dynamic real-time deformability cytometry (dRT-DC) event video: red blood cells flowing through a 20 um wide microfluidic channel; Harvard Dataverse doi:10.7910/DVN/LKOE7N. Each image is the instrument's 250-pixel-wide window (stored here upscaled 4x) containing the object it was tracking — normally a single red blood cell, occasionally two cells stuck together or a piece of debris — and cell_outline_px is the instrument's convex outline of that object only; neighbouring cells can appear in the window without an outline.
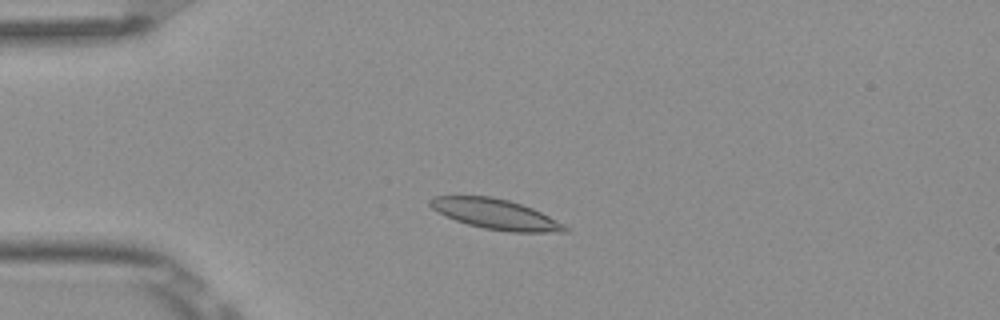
{"species": "Egyptian fruit bat (a non-hibernating species)", "species_latin": "Rousettus aegyptiacus", "temperature_condition": "room temperature", "stored_images_in_passage": 10, "camera_frame_rate_fps": 3000, "um_per_image_px": 0.085, "frame": {"image": 1, "passage_image": 4, "time_ms": 1.0, "image_size_px": [1000, 320], "cell_outline_px": [[568, 232], [512, 232], [484, 228], [468, 224], [456, 220], [432, 208], [428, 204], [428, 200], [432, 196], [492, 196], [508, 200], [532, 208], [564, 224], [568, 228]], "centroid_in_image_um": [42.12, 18.2], "position_along_channel_um": 42.9, "area_um2": 23.41}}
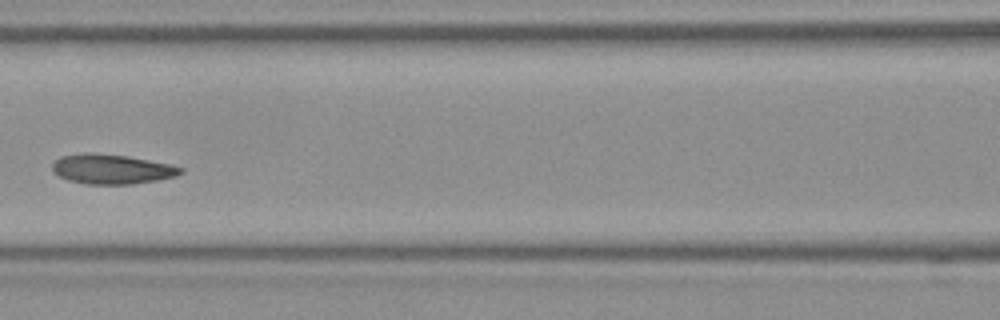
{"frame": {"image": 2, "passage_image": 7, "time_ms": 2.0, "image_size_px": [1000, 320], "cell_outline_px": [[184, 172], [176, 176], [156, 180], [132, 184], [84, 184], [68, 180], [52, 172], [52, 164], [60, 156], [80, 152], [96, 152], [128, 156], [168, 164], [184, 168]], "centroid_in_image_um": [9.46, 14.36], "position_along_channel_um": 157.1, "area_um2": 22.43}}
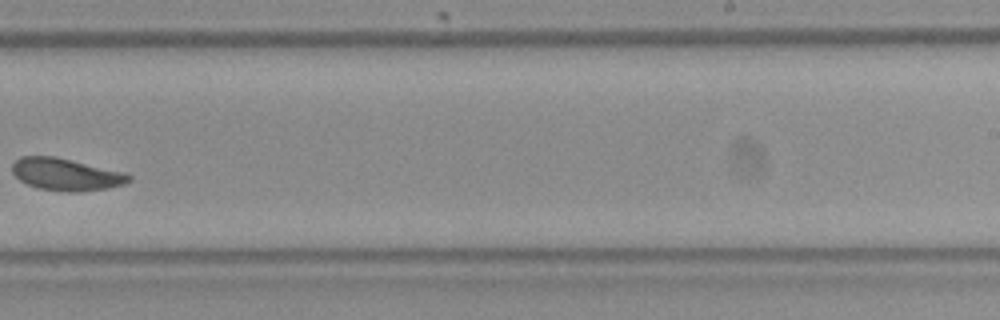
{"frame": {"image": 3, "passage_image": 10, "time_ms": 3.0, "image_size_px": [1000, 320], "cell_outline_px": [[132, 180], [124, 184], [104, 188], [76, 192], [68, 192], [36, 188], [20, 180], [12, 172], [12, 164], [20, 156], [56, 156], [124, 172], [132, 176]], "centroid_in_image_um": [5.6, 14.81], "position_along_channel_um": 283.4, "area_um2": 21.85}}